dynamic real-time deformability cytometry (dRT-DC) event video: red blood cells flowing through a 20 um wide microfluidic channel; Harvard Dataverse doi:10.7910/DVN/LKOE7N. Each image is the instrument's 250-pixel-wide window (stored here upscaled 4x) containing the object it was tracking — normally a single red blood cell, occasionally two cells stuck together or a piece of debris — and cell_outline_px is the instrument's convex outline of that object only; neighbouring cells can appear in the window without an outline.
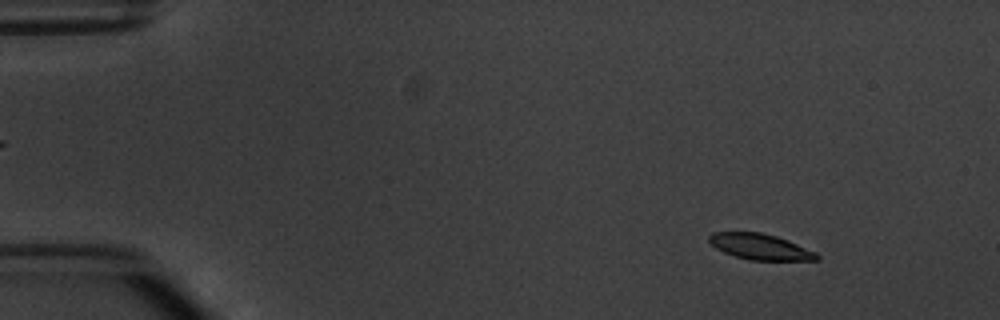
{"species": "common noctule bat (a hibernating species)", "species_latin": "Nyctalus noctula", "temperature_condition": "warm", "stored_images_in_passage": 5, "camera_frame_rate_fps": 3000, "um_per_image_px": 0.085, "animal": {"sex": "male", "body_mass_g": 20.1, "forearm_length_mm": 53.5}, "frame": {"image": 1, "passage_image": 1, "time_ms": 0.0, "image_size_px": [1000, 320], "cell_outline_px": [[820, 260], [748, 260], [724, 252], [716, 248], [708, 240], [708, 236], [712, 232], [760, 232], [776, 236], [788, 240], [816, 252], [820, 256]], "centroid_in_image_um": [64.63, 20.97], "position_along_channel_um": 20.4, "area_um2": 16.18}}
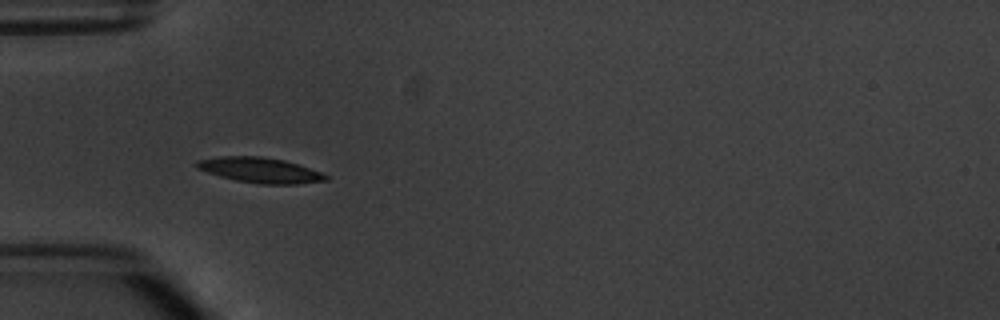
{"frame": {"image": 2, "passage_image": 4, "time_ms": 3.667, "image_size_px": [1000, 320], "cell_outline_px": [[328, 180], [296, 184], [260, 184], [236, 180], [220, 176], [196, 168], [192, 164], [196, 160], [220, 156], [260, 156], [284, 160], [320, 172], [328, 176]], "centroid_in_image_um": [22.04, 14.46], "position_along_channel_um": 63.0, "area_um2": 18.9}}